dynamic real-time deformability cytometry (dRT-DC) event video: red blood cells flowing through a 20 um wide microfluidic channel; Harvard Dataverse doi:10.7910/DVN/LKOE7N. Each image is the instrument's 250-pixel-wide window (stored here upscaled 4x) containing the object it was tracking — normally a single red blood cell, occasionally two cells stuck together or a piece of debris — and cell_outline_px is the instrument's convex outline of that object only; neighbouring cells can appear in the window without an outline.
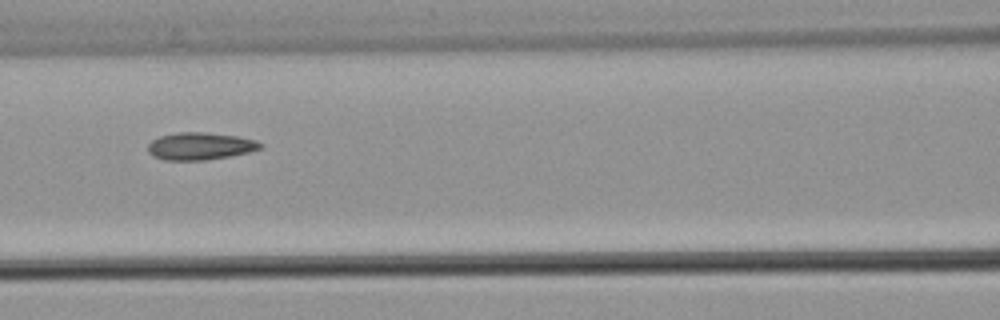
{"species": "common noctule bat (a hibernating species)", "species_latin": "Nyctalus noctula", "temperature_condition": "warm", "stored_images_in_passage": 16, "camera_frame_rate_fps": 3000, "um_per_image_px": 0.085, "animal": {"sex": "male", "body_mass_g": 21.5, "forearm_length_mm": 52.0}, "frame": {"image": 1, "passage_image": 10, "time_ms": 12.0, "image_size_px": [1000, 320], "cell_outline_px": [[264, 148], [248, 152], [228, 156], [204, 160], [164, 160], [152, 156], [148, 152], [148, 144], [152, 140], [160, 136], [180, 132], [204, 132], [236, 136], [256, 140], [264, 144]], "centroid_in_image_um": [17.01, 12.42], "position_along_channel_um": 149.6, "area_um2": 17.92}}